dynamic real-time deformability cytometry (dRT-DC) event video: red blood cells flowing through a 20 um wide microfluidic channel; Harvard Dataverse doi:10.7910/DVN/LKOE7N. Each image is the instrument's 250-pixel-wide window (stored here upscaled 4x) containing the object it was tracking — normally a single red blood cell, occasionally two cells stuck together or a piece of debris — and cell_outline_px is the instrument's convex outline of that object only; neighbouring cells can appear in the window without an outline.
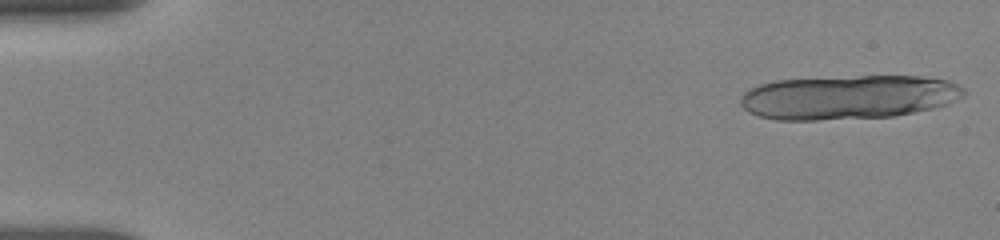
{"species": "human", "species_latin": "Homo sapiens", "temperature_condition": "room temperature", "stored_images_in_passage": 23, "segment_of_instrument_passage": [1, 2], "camera_frame_rate_fps": 3000, "um_per_image_px": 0.085, "donor": {"sex": "female"}, "frame": {"image": 1, "passage_image": 1, "time_ms": 0.0, "image_size_px": [1000, 240], "cell_outline_px": [[964, 96], [948, 104], [932, 108], [892, 116], [816, 120], [776, 120], [760, 116], [748, 112], [740, 104], [740, 96], [744, 92], [760, 84], [776, 80], [860, 76], [920, 76], [948, 80], [964, 88]], "centroid_in_image_um": [72.1, 8.26], "position_along_channel_um": 12.9, "area_um2": 57.28}}